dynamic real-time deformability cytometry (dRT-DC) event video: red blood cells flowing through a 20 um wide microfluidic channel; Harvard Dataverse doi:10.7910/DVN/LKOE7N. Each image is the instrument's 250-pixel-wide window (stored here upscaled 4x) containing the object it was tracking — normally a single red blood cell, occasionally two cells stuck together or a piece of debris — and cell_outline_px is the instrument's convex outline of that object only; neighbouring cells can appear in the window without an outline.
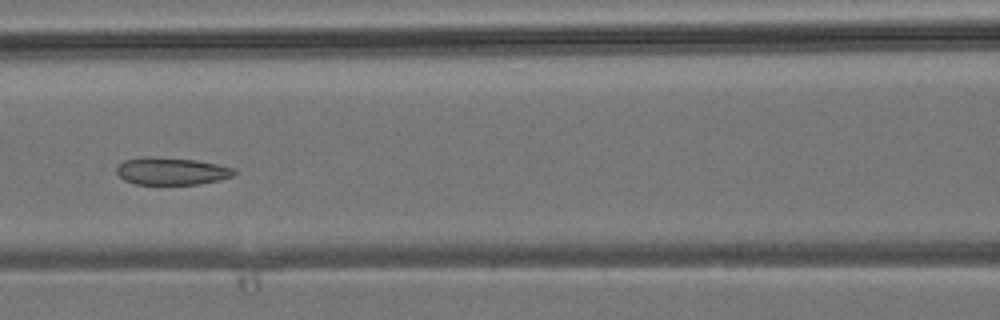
{"species": "common noctule bat (a hibernating species)", "species_latin": "Nyctalus noctula", "temperature_condition": "room temperature", "stored_images_in_passage": 3, "camera_frame_rate_fps": 3000, "um_per_image_px": 0.085, "animal": {"sex": "male", "body_mass_g": 19.2, "forearm_length_mm": 51.8}, "frame": {"image": 1, "passage_image": 3, "time_ms": 2.0, "image_size_px": [1000, 320], "cell_outline_px": [[236, 172], [232, 176], [220, 180], [200, 184], [136, 184], [124, 180], [116, 172], [116, 168], [124, 160], [144, 156], [196, 160], [236, 168]], "centroid_in_image_um": [14.59, 14.55], "position_along_channel_um": 152.0, "area_um2": 18.73}}